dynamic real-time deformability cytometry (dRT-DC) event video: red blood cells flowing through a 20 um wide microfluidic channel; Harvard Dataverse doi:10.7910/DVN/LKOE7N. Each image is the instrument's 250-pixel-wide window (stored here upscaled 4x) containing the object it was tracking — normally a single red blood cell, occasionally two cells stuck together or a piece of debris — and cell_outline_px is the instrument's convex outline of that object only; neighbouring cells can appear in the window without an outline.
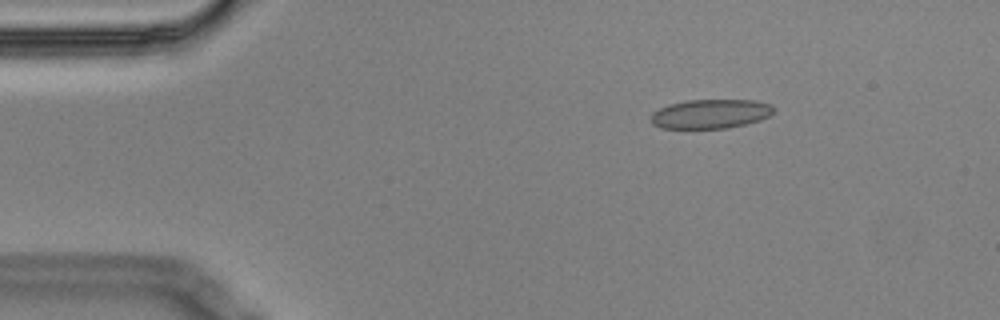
{"species": "Egyptian fruit bat (a non-hibernating species)", "species_latin": "Rousettus aegyptiacus", "temperature_condition": "cold", "stored_images_in_passage": 5, "camera_frame_rate_fps": 3000, "um_per_image_px": 0.085, "animal": {"sex": "male"}, "frame": {"image": 1, "passage_image": 2, "time_ms": 0.333, "image_size_px": [1000, 320], "cell_outline_px": [[776, 108], [768, 116], [760, 120], [728, 128], [660, 128], [652, 124], [652, 112], [668, 104], [688, 100], [752, 100], [772, 104]], "centroid_in_image_um": [60.4, 9.67], "position_along_channel_um": 24.6, "area_um2": 20.87}}